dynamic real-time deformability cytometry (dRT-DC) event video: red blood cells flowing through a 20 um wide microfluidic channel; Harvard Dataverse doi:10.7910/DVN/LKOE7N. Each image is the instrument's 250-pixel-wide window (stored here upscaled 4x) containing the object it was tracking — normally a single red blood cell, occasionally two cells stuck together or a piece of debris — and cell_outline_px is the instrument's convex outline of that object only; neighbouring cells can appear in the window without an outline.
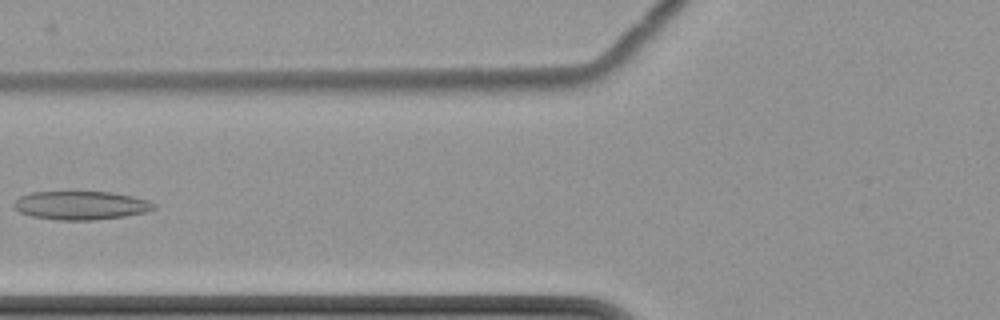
{"species": "common noctule bat (a hibernating species)", "species_latin": "Nyctalus noctula", "temperature_condition": "cold", "stored_images_in_passage": 9, "camera_frame_rate_fps": 3000, "um_per_image_px": 0.085, "animal": {"sex": "female", "body_mass_g": 22.7, "forearm_length_mm": 54.2}, "frame": {"image": 1, "passage_image": 7, "time_ms": 8.333, "image_size_px": [1000, 320], "cell_outline_px": [[156, 208], [144, 212], [124, 216], [96, 220], [56, 220], [32, 216], [20, 212], [12, 208], [12, 204], [20, 196], [32, 192], [112, 192], [132, 196], [148, 200], [156, 204]], "centroid_in_image_um": [6.86, 17.46], "position_along_channel_um": 118.9, "area_um2": 23.35}}
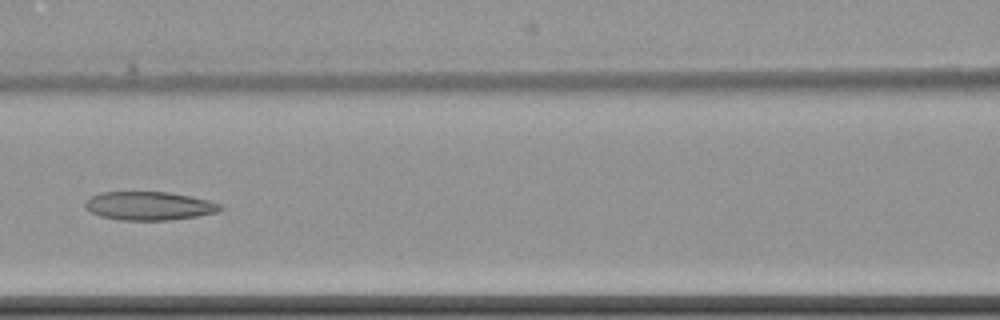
{"frame": {"image": 2, "passage_image": 8, "time_ms": 9.333, "image_size_px": [1000, 320], "cell_outline_px": [[224, 208], [220, 212], [172, 220], [120, 220], [100, 216], [92, 212], [84, 204], [92, 196], [100, 192], [168, 192], [192, 196], [208, 200], [220, 204]], "centroid_in_image_um": [12.73, 17.5], "position_along_channel_um": 153.9, "area_um2": 22.43}}
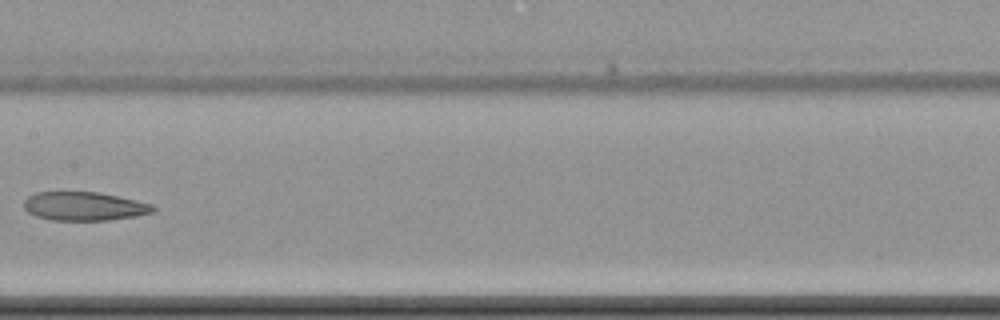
{"frame": {"image": 3, "passage_image": 9, "time_ms": 10.667, "image_size_px": [1000, 320], "cell_outline_px": [[156, 212], [136, 216], [108, 220], [52, 220], [36, 216], [28, 212], [24, 208], [24, 200], [28, 196], [36, 192], [100, 192], [152, 204], [156, 208]], "centroid_in_image_um": [7.17, 17.53], "position_along_channel_um": 200.2, "area_um2": 21.62}}